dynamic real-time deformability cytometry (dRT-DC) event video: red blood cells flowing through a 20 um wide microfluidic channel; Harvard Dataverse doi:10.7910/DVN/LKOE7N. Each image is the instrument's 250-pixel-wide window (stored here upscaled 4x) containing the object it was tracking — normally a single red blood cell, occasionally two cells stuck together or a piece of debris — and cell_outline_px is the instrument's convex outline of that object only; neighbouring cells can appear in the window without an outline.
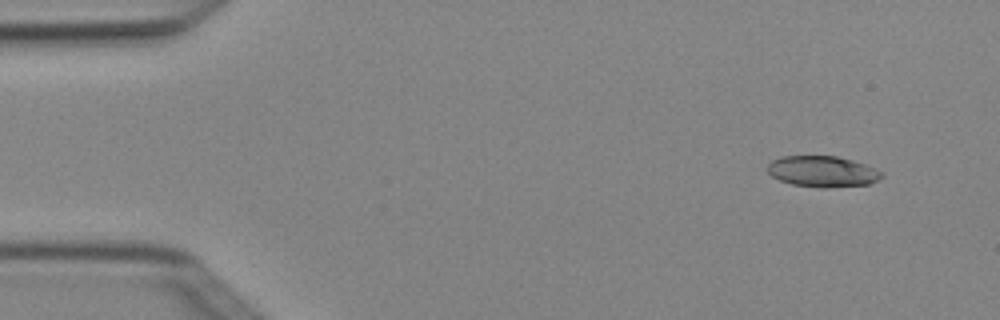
{"species": "Egyptian fruit bat (a non-hibernating species)", "species_latin": "Rousettus aegyptiacus", "temperature_condition": "cold", "stored_images_in_passage": 5, "camera_frame_rate_fps": 3000, "um_per_image_px": 0.085, "animal": {"sex": "female"}, "frame": {"image": 1, "passage_image": 2, "time_ms": 0.333, "image_size_px": [1000, 320], "cell_outline_px": [[884, 176], [880, 180], [868, 184], [824, 188], [820, 188], [792, 184], [780, 180], [772, 176], [768, 172], [768, 164], [772, 160], [780, 156], [836, 156], [852, 160], [864, 164], [884, 172]], "centroid_in_image_um": [69.93, 14.58], "position_along_channel_um": 15.1, "area_um2": 20.69}}
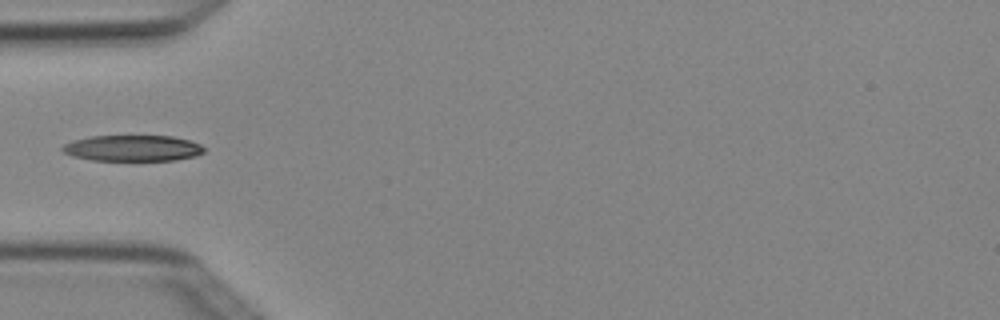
{"frame": {"image": 2, "passage_image": 4, "time_ms": 1.0, "image_size_px": [1000, 320], "cell_outline_px": [[204, 152], [196, 156], [176, 160], [92, 160], [72, 156], [64, 152], [60, 148], [64, 144], [72, 140], [92, 136], [172, 136], [188, 140], [200, 144], [204, 148]], "centroid_in_image_um": [11.26, 12.59], "position_along_channel_um": 73.7, "area_um2": 21.44}}
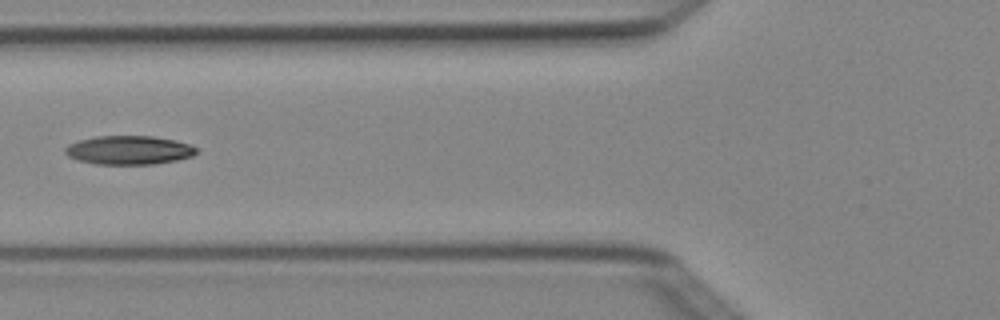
{"frame": {"image": 3, "passage_image": 5, "time_ms": 1.333, "image_size_px": [1000, 320], "cell_outline_px": [[196, 152], [192, 156], [176, 160], [152, 164], [96, 164], [76, 160], [68, 156], [64, 152], [64, 148], [68, 144], [80, 140], [96, 136], [152, 136], [176, 140], [188, 144], [196, 148]], "centroid_in_image_um": [10.91, 12.76], "position_along_channel_um": 114.9, "area_um2": 21.96}}